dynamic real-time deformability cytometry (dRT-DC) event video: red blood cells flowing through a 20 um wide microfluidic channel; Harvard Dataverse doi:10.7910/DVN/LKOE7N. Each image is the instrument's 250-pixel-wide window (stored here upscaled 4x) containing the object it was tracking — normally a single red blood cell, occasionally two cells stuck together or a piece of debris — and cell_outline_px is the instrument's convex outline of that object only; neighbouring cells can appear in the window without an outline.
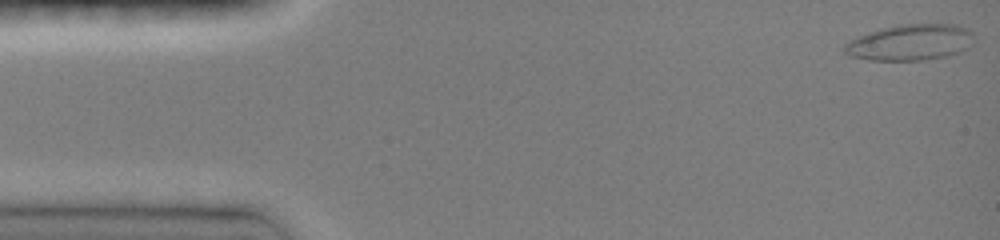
{"species": "common noctule bat (a hibernating species)", "species_latin": "Nyctalus noctula", "temperature_condition": "room temperature", "stored_images_in_passage": 47, "camera_frame_rate_fps": 3000, "um_per_image_px": 0.085, "animal": {"sex": "female", "body_mass_g": 19.0, "forearm_length_mm": 51.5}, "frame": {"image": 1, "passage_image": 1, "time_ms": 0.0, "image_size_px": [1000, 240], "cell_outline_px": [[972, 44], [968, 48], [960, 52], [948, 56], [924, 60], [868, 60], [848, 56], [840, 48], [848, 40], [856, 36], [868, 32], [896, 24], [956, 24], [968, 28], [972, 32]], "centroid_in_image_um": [77.33, 3.6], "position_along_channel_um": 7.7, "area_um2": 27.74}}
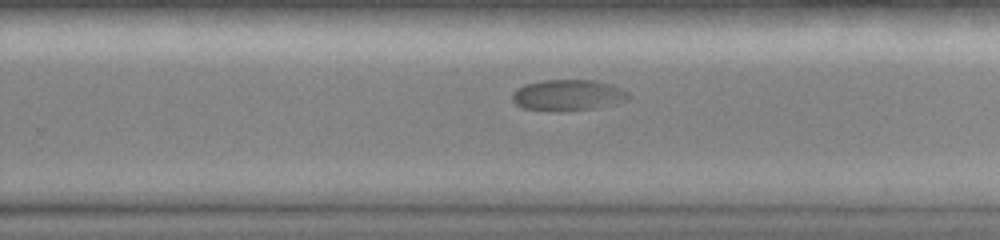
{"frame": {"image": 2, "passage_image": 31, "time_ms": 10.0, "image_size_px": [1000, 240], "cell_outline_px": [[628, 100], [592, 108], [524, 108], [516, 104], [512, 100], [512, 92], [516, 88], [524, 84], [540, 80], [596, 80], [620, 88], [628, 92]], "centroid_in_image_um": [48.24, 8.02], "position_along_channel_um": 281.6, "area_um2": 20.0}}
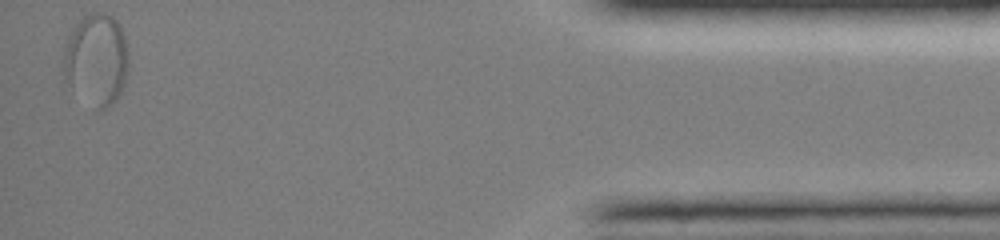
{"frame": {"image": 3, "passage_image": 47, "time_ms": 15.333, "image_size_px": [1000, 240], "cell_outline_px": [[128, 72], [124, 88], [116, 100], [100, 112], [96, 108], [64, 72], [64, 48], [68, 36], [76, 24], [88, 12], [104, 12], [112, 16], [120, 24], [128, 48]], "centroid_in_image_um": [8.28, 4.97], "position_along_channel_um": 426.9, "area_um2": 34.04}}